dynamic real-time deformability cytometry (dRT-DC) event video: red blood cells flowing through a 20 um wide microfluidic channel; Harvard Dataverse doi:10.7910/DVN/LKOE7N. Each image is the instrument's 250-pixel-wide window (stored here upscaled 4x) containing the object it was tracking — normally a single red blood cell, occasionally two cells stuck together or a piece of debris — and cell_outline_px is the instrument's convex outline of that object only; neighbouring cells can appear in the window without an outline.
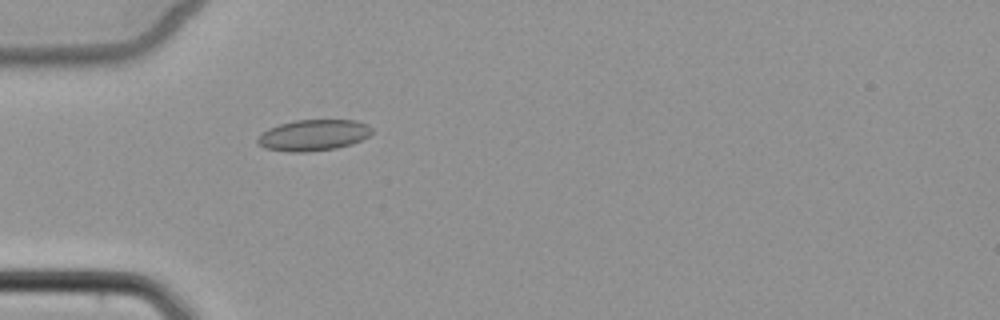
{"species": "common noctule bat (a hibernating species)", "species_latin": "Nyctalus noctula", "temperature_condition": "cold", "stored_images_in_passage": 5, "camera_frame_rate_fps": 3000, "um_per_image_px": 0.085, "animal": {"sex": "female", "body_mass_g": 22.7, "forearm_length_mm": 54.2}, "frame": {"image": 1, "passage_image": 5, "time_ms": 5.0, "image_size_px": [1000, 320], "cell_outline_px": [[372, 132], [368, 136], [352, 144], [336, 148], [308, 152], [292, 152], [264, 148], [256, 140], [268, 128], [280, 124], [296, 120], [356, 120], [368, 124], [372, 128]], "centroid_in_image_um": [26.67, 11.49], "position_along_channel_um": 58.3, "area_um2": 20.63}}